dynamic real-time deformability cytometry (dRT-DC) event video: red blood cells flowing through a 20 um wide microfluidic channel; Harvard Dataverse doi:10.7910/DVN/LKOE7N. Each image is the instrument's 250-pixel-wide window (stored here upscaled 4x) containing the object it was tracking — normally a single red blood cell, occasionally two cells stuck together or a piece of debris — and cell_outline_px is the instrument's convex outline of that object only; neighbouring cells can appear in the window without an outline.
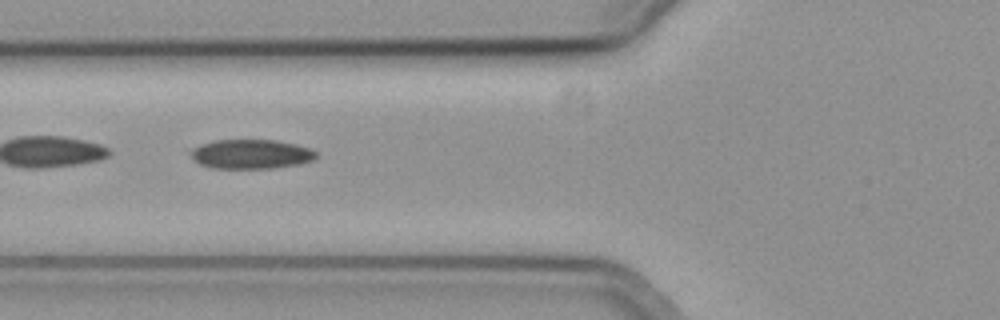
{"species": "common noctule bat (a hibernating species)", "species_latin": "Nyctalus noctula", "temperature_condition": "cold", "stored_images_in_passage": 57, "camera_frame_rate_fps": 3000, "um_per_image_px": 0.085, "animal": {"sex": "female", "body_mass_g": 19.3, "forearm_length_mm": 54.1}, "frame": {"image": 1, "passage_image": 23, "time_ms": 7.333, "image_size_px": [1000, 320], "cell_outline_px": [[316, 156], [312, 160], [296, 164], [272, 168], [212, 168], [200, 164], [184, 148], [216, 140], [276, 140], [296, 144], [312, 148], [316, 152]], "centroid_in_image_um": [21.27, 13.08], "position_along_channel_um": 104.5, "area_um2": 21.62}}
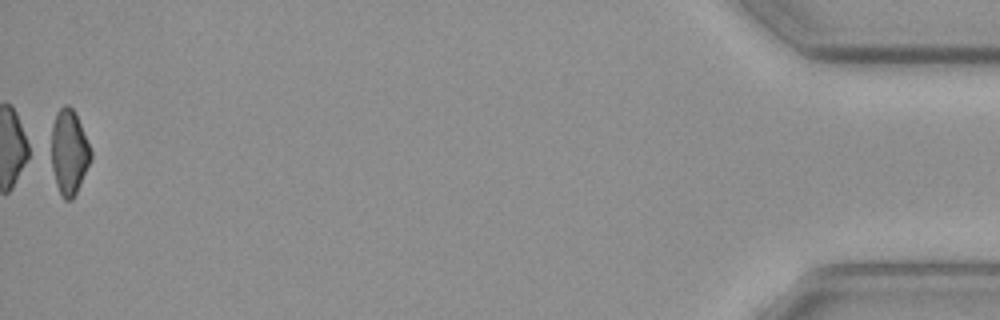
{"frame": {"image": 2, "passage_image": 57, "time_ms": 18.667, "image_size_px": [1000, 320], "cell_outline_px": [[92, 160], [72, 200], [64, 200], [56, 184], [52, 168], [52, 124], [56, 112], [64, 104], [68, 104], [76, 112], [92, 152]], "centroid_in_image_um": [5.88, 12.9], "position_along_channel_um": 429.3, "area_um2": 19.59}}